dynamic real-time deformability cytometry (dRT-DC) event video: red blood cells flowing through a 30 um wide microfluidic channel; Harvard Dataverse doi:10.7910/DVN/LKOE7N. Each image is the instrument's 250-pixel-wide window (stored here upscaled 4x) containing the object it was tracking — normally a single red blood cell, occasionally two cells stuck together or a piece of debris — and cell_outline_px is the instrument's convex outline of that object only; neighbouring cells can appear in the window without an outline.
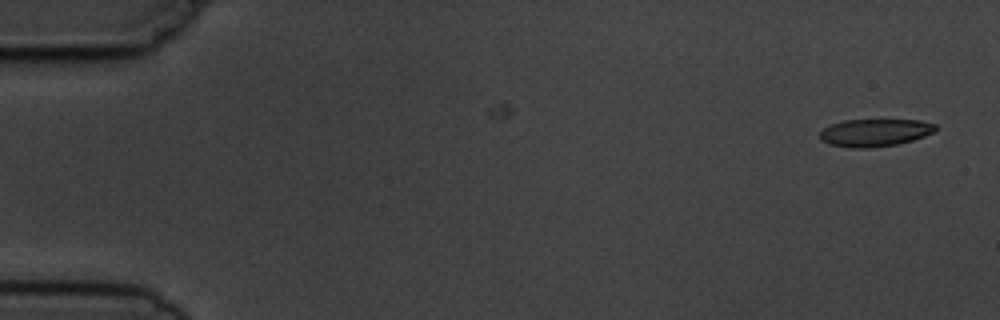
{"species": "common noctule bat (a hibernating species)", "species_latin": "Nyctalus noctula", "temperature_condition": "cold", "stored_images_in_passage": 2, "camera_frame_rate_fps": 3000, "um_per_image_px": 0.085, "animal": {"sex": "male", "body_mass_g": 19.5, "forearm_length_mm": 54.6}, "frame": {"image": 1, "passage_image": 2, "time_ms": 1.333, "image_size_px": [1000, 320], "cell_outline_px": [[936, 132], [912, 140], [896, 144], [872, 148], [852, 148], [828, 144], [820, 140], [820, 132], [824, 128], [832, 124], [844, 120], [920, 120], [936, 124]], "centroid_in_image_um": [74.36, 11.28], "position_along_channel_um": 10.6, "area_um2": 18.61}}